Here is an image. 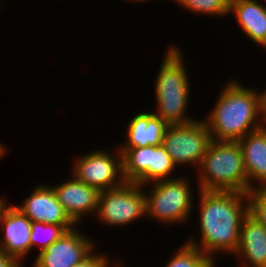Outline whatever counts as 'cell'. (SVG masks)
<instances>
[{
	"mask_svg": "<svg viewBox=\"0 0 266 267\" xmlns=\"http://www.w3.org/2000/svg\"><path fill=\"white\" fill-rule=\"evenodd\" d=\"M200 236L187 243L197 247L213 261L216 254L237 251L242 221L248 214L247 193L199 189Z\"/></svg>",
	"mask_w": 266,
	"mask_h": 267,
	"instance_id": "1",
	"label": "cell"
},
{
	"mask_svg": "<svg viewBox=\"0 0 266 267\" xmlns=\"http://www.w3.org/2000/svg\"><path fill=\"white\" fill-rule=\"evenodd\" d=\"M220 96L206 119L214 141L238 142L262 127V93L238 80L222 86Z\"/></svg>",
	"mask_w": 266,
	"mask_h": 267,
	"instance_id": "2",
	"label": "cell"
},
{
	"mask_svg": "<svg viewBox=\"0 0 266 267\" xmlns=\"http://www.w3.org/2000/svg\"><path fill=\"white\" fill-rule=\"evenodd\" d=\"M179 47L170 46L165 52L156 76L155 98L157 110L153 112L168 125L193 122L187 113L189 106L190 79Z\"/></svg>",
	"mask_w": 266,
	"mask_h": 267,
	"instance_id": "3",
	"label": "cell"
},
{
	"mask_svg": "<svg viewBox=\"0 0 266 267\" xmlns=\"http://www.w3.org/2000/svg\"><path fill=\"white\" fill-rule=\"evenodd\" d=\"M198 169L200 190L249 192L243 152L238 142L212 140Z\"/></svg>",
	"mask_w": 266,
	"mask_h": 267,
	"instance_id": "4",
	"label": "cell"
},
{
	"mask_svg": "<svg viewBox=\"0 0 266 267\" xmlns=\"http://www.w3.org/2000/svg\"><path fill=\"white\" fill-rule=\"evenodd\" d=\"M190 180L183 176L156 181L145 191L146 216L162 224L185 223L190 218L194 194Z\"/></svg>",
	"mask_w": 266,
	"mask_h": 267,
	"instance_id": "5",
	"label": "cell"
},
{
	"mask_svg": "<svg viewBox=\"0 0 266 267\" xmlns=\"http://www.w3.org/2000/svg\"><path fill=\"white\" fill-rule=\"evenodd\" d=\"M122 155V174L125 182L147 188L156 181L170 180L176 168L163 145L138 148H119ZM170 177V178H169Z\"/></svg>",
	"mask_w": 266,
	"mask_h": 267,
	"instance_id": "6",
	"label": "cell"
},
{
	"mask_svg": "<svg viewBox=\"0 0 266 267\" xmlns=\"http://www.w3.org/2000/svg\"><path fill=\"white\" fill-rule=\"evenodd\" d=\"M96 217L102 225L124 227L146 217L144 187L125 182L117 188L101 191Z\"/></svg>",
	"mask_w": 266,
	"mask_h": 267,
	"instance_id": "7",
	"label": "cell"
},
{
	"mask_svg": "<svg viewBox=\"0 0 266 267\" xmlns=\"http://www.w3.org/2000/svg\"><path fill=\"white\" fill-rule=\"evenodd\" d=\"M212 138L204 120L168 125L162 145L176 167L189 164L199 168Z\"/></svg>",
	"mask_w": 266,
	"mask_h": 267,
	"instance_id": "8",
	"label": "cell"
},
{
	"mask_svg": "<svg viewBox=\"0 0 266 267\" xmlns=\"http://www.w3.org/2000/svg\"><path fill=\"white\" fill-rule=\"evenodd\" d=\"M115 151L113 154L101 149L77 157L71 174L100 192L123 185L122 155L119 147Z\"/></svg>",
	"mask_w": 266,
	"mask_h": 267,
	"instance_id": "9",
	"label": "cell"
},
{
	"mask_svg": "<svg viewBox=\"0 0 266 267\" xmlns=\"http://www.w3.org/2000/svg\"><path fill=\"white\" fill-rule=\"evenodd\" d=\"M77 229L66 231L57 241L38 252L33 267H73L88 257L96 248L95 242Z\"/></svg>",
	"mask_w": 266,
	"mask_h": 267,
	"instance_id": "10",
	"label": "cell"
},
{
	"mask_svg": "<svg viewBox=\"0 0 266 267\" xmlns=\"http://www.w3.org/2000/svg\"><path fill=\"white\" fill-rule=\"evenodd\" d=\"M15 206L32 222L61 225L66 231L77 227L58 202L51 185L41 183L26 197L24 203Z\"/></svg>",
	"mask_w": 266,
	"mask_h": 267,
	"instance_id": "11",
	"label": "cell"
},
{
	"mask_svg": "<svg viewBox=\"0 0 266 267\" xmlns=\"http://www.w3.org/2000/svg\"><path fill=\"white\" fill-rule=\"evenodd\" d=\"M58 202L69 218L77 225L86 215L95 214L98 209L100 191L79 180L73 175L70 180L52 186Z\"/></svg>",
	"mask_w": 266,
	"mask_h": 267,
	"instance_id": "12",
	"label": "cell"
},
{
	"mask_svg": "<svg viewBox=\"0 0 266 267\" xmlns=\"http://www.w3.org/2000/svg\"><path fill=\"white\" fill-rule=\"evenodd\" d=\"M32 221L25 216L15 205L7 206L4 211L0 232V250L13 256L21 264L31 251Z\"/></svg>",
	"mask_w": 266,
	"mask_h": 267,
	"instance_id": "13",
	"label": "cell"
},
{
	"mask_svg": "<svg viewBox=\"0 0 266 267\" xmlns=\"http://www.w3.org/2000/svg\"><path fill=\"white\" fill-rule=\"evenodd\" d=\"M234 255L241 258L240 267H266V227L249 213L242 221Z\"/></svg>",
	"mask_w": 266,
	"mask_h": 267,
	"instance_id": "14",
	"label": "cell"
},
{
	"mask_svg": "<svg viewBox=\"0 0 266 267\" xmlns=\"http://www.w3.org/2000/svg\"><path fill=\"white\" fill-rule=\"evenodd\" d=\"M238 143L243 152L249 191L257 185H266V128L262 126L250 132L239 140ZM256 181L257 185L254 183Z\"/></svg>",
	"mask_w": 266,
	"mask_h": 267,
	"instance_id": "15",
	"label": "cell"
},
{
	"mask_svg": "<svg viewBox=\"0 0 266 267\" xmlns=\"http://www.w3.org/2000/svg\"><path fill=\"white\" fill-rule=\"evenodd\" d=\"M229 14L235 15L244 35L266 49V5L258 0H230Z\"/></svg>",
	"mask_w": 266,
	"mask_h": 267,
	"instance_id": "16",
	"label": "cell"
},
{
	"mask_svg": "<svg viewBox=\"0 0 266 267\" xmlns=\"http://www.w3.org/2000/svg\"><path fill=\"white\" fill-rule=\"evenodd\" d=\"M168 124L153 112H140L130 119L126 143L119 148L159 146Z\"/></svg>",
	"mask_w": 266,
	"mask_h": 267,
	"instance_id": "17",
	"label": "cell"
},
{
	"mask_svg": "<svg viewBox=\"0 0 266 267\" xmlns=\"http://www.w3.org/2000/svg\"><path fill=\"white\" fill-rule=\"evenodd\" d=\"M215 262L200 249L185 242L164 267H216Z\"/></svg>",
	"mask_w": 266,
	"mask_h": 267,
	"instance_id": "18",
	"label": "cell"
},
{
	"mask_svg": "<svg viewBox=\"0 0 266 267\" xmlns=\"http://www.w3.org/2000/svg\"><path fill=\"white\" fill-rule=\"evenodd\" d=\"M183 9L194 14L210 16H228L230 0H173Z\"/></svg>",
	"mask_w": 266,
	"mask_h": 267,
	"instance_id": "19",
	"label": "cell"
},
{
	"mask_svg": "<svg viewBox=\"0 0 266 267\" xmlns=\"http://www.w3.org/2000/svg\"><path fill=\"white\" fill-rule=\"evenodd\" d=\"M66 230L61 225L32 222L31 227V250L39 246L40 251L46 249L50 244L57 241Z\"/></svg>",
	"mask_w": 266,
	"mask_h": 267,
	"instance_id": "20",
	"label": "cell"
},
{
	"mask_svg": "<svg viewBox=\"0 0 266 267\" xmlns=\"http://www.w3.org/2000/svg\"><path fill=\"white\" fill-rule=\"evenodd\" d=\"M247 196L248 213L266 227V185L256 186Z\"/></svg>",
	"mask_w": 266,
	"mask_h": 267,
	"instance_id": "21",
	"label": "cell"
},
{
	"mask_svg": "<svg viewBox=\"0 0 266 267\" xmlns=\"http://www.w3.org/2000/svg\"><path fill=\"white\" fill-rule=\"evenodd\" d=\"M107 254H103L102 252L99 254L95 253L94 251L86 257L82 262L74 265L73 267H113V263L117 266L120 267V263L117 260L116 263L111 260ZM111 264V265H110Z\"/></svg>",
	"mask_w": 266,
	"mask_h": 267,
	"instance_id": "22",
	"label": "cell"
},
{
	"mask_svg": "<svg viewBox=\"0 0 266 267\" xmlns=\"http://www.w3.org/2000/svg\"><path fill=\"white\" fill-rule=\"evenodd\" d=\"M0 267H24L21 263L13 256L7 255L5 252L0 250Z\"/></svg>",
	"mask_w": 266,
	"mask_h": 267,
	"instance_id": "23",
	"label": "cell"
},
{
	"mask_svg": "<svg viewBox=\"0 0 266 267\" xmlns=\"http://www.w3.org/2000/svg\"><path fill=\"white\" fill-rule=\"evenodd\" d=\"M262 93V126L266 128V90Z\"/></svg>",
	"mask_w": 266,
	"mask_h": 267,
	"instance_id": "24",
	"label": "cell"
},
{
	"mask_svg": "<svg viewBox=\"0 0 266 267\" xmlns=\"http://www.w3.org/2000/svg\"><path fill=\"white\" fill-rule=\"evenodd\" d=\"M6 205H7V201H5V198H0V227H1L2 217L6 209Z\"/></svg>",
	"mask_w": 266,
	"mask_h": 267,
	"instance_id": "25",
	"label": "cell"
},
{
	"mask_svg": "<svg viewBox=\"0 0 266 267\" xmlns=\"http://www.w3.org/2000/svg\"><path fill=\"white\" fill-rule=\"evenodd\" d=\"M6 151H7V149L5 148V146L2 145V143L0 142V159H2V157H4V154Z\"/></svg>",
	"mask_w": 266,
	"mask_h": 267,
	"instance_id": "26",
	"label": "cell"
},
{
	"mask_svg": "<svg viewBox=\"0 0 266 267\" xmlns=\"http://www.w3.org/2000/svg\"><path fill=\"white\" fill-rule=\"evenodd\" d=\"M129 2L131 1V2H136V3H140V2H146V1H150V0H128Z\"/></svg>",
	"mask_w": 266,
	"mask_h": 267,
	"instance_id": "27",
	"label": "cell"
}]
</instances>
